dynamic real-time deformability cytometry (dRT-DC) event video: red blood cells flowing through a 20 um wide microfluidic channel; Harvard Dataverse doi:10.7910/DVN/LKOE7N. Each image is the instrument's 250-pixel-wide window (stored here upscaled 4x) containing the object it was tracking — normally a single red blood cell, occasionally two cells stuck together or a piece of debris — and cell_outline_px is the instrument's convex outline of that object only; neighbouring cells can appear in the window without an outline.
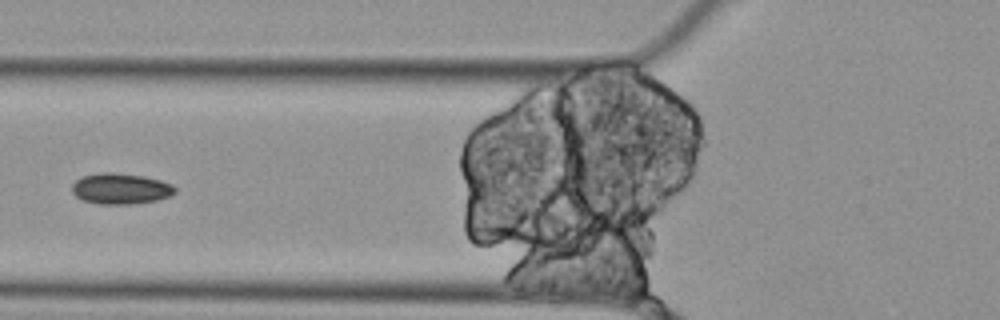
{"species": "Egyptian fruit bat (a non-hibernating species)", "species_latin": "Rousettus aegyptiacus", "temperature_condition": "cold", "stored_images_in_passage": 6, "camera_frame_rate_fps": 3000, "um_per_image_px": 0.085, "animal": {"sex": "female"}, "frame": {"image": 1, "passage_image": 6, "time_ms": 1.667, "image_size_px": [1000, 320], "cell_outline_px": [[176, 192], [168, 196], [156, 200], [132, 204], [100, 204], [84, 200], [76, 196], [72, 192], [72, 184], [76, 180], [84, 176], [100, 172], [112, 172], [144, 176], [160, 180], [172, 184], [176, 188]], "centroid_in_image_um": [10.25, 16.03], "position_along_channel_um": 115.5, "area_um2": 18.44}}